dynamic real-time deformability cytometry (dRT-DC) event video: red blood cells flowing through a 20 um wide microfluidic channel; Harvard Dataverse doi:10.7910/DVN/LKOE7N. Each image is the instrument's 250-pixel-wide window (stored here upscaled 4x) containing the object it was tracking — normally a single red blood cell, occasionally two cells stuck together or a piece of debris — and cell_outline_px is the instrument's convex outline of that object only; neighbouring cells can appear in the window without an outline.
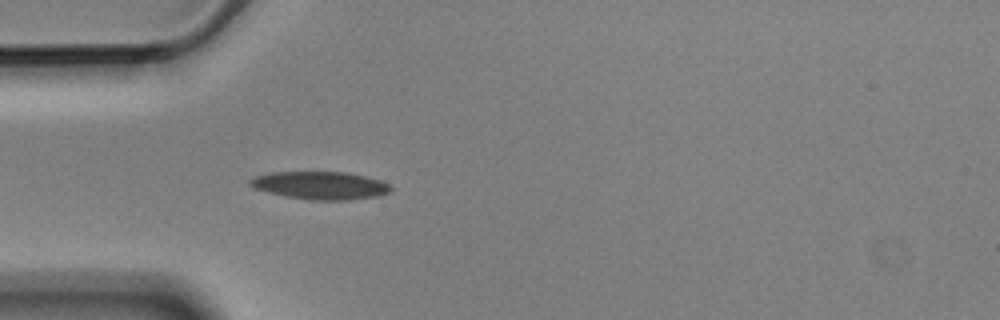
{"species": "Egyptian fruit bat (a non-hibernating species)", "species_latin": "Rousettus aegyptiacus", "temperature_condition": "cold", "stored_images_in_passage": 4, "camera_frame_rate_fps": 3000, "um_per_image_px": 0.085, "animal": {"sex": "male"}, "frame": {"image": 1, "passage_image": 4, "time_ms": 1.0, "image_size_px": [1000, 320], "cell_outline_px": [[392, 192], [380, 196], [348, 200], [308, 200], [268, 192], [256, 188], [248, 184], [248, 180], [256, 176], [272, 172], [348, 172], [380, 180], [388, 184], [392, 188]], "centroid_in_image_um": [27.27, 15.76], "position_along_channel_um": 57.7, "area_um2": 22.83}}